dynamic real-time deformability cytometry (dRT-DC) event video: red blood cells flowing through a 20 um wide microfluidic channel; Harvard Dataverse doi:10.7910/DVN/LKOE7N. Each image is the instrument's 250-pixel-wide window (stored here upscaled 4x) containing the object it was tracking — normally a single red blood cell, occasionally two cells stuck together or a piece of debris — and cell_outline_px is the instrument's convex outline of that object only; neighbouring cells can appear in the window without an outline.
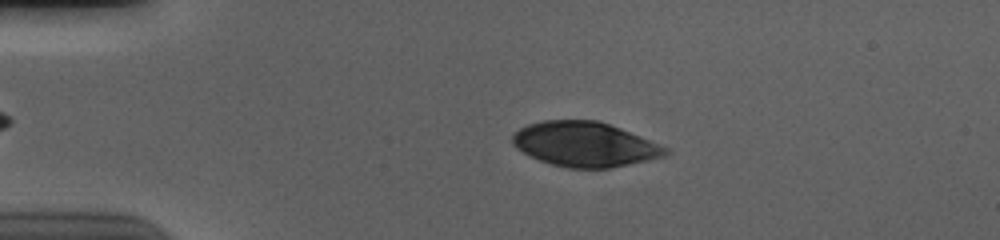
{"species": "human", "species_latin": "Homo sapiens", "temperature_condition": "cold", "stored_images_in_passage": 47, "camera_frame_rate_fps": 3000, "um_per_image_px": 0.085, "donor": {"sex": "male"}, "frame": {"image": 1, "passage_image": 11, "time_ms": 3.333, "image_size_px": [1000, 240], "cell_outline_px": [[672, 152], [664, 156], [648, 160], [608, 168], [568, 168], [552, 164], [540, 160], [516, 148], [512, 144], [512, 136], [520, 128], [528, 124], [544, 120], [596, 120], [620, 128], [668, 148]], "centroid_in_image_um": [49.7, 12.26], "position_along_channel_um": 35.3, "area_um2": 39.48}}
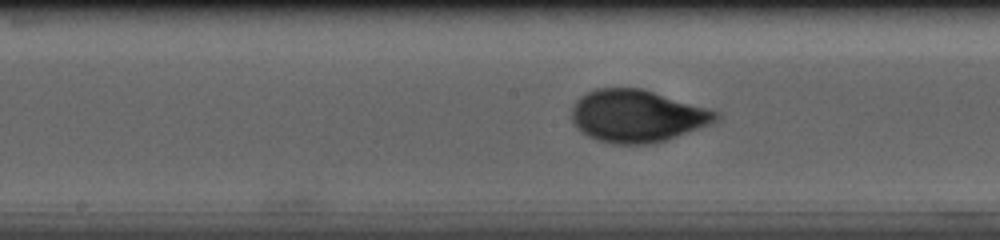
{"frame": {"image": 2, "passage_image": 28, "time_ms": 9.0, "image_size_px": [1000, 240], "cell_outline_px": [[720, 116], [716, 120], [708, 124], [676, 136], [652, 144], [612, 144], [596, 140], [588, 136], [576, 128], [572, 120], [572, 108], [576, 100], [580, 96], [596, 88], [640, 88], [708, 108], [720, 112]], "centroid_in_image_um": [54.11, 9.86], "position_along_channel_um": 194.1, "area_um2": 43.7}}
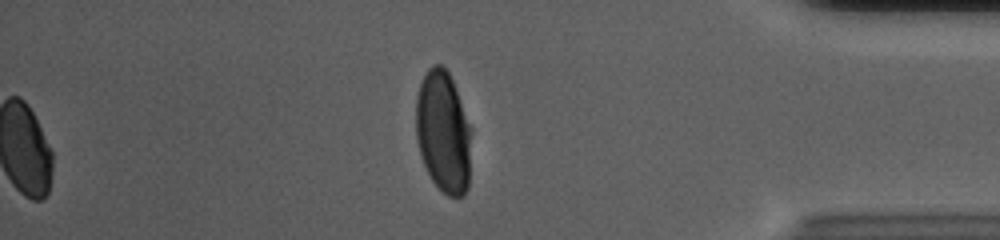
{"frame": {"image": 3, "passage_image": 47, "time_ms": 15.333, "image_size_px": [1000, 240], "cell_outline_px": [[472, 132], [468, 188], [464, 196], [448, 196], [432, 180], [424, 164], [420, 152], [416, 136], [416, 96], [420, 84], [428, 68], [432, 64], [440, 64], [448, 72], [452, 80], [472, 128]], "centroid_in_image_um": [37.7, 11.22], "position_along_channel_um": 397.5, "area_um2": 39.48}, "authors_computed_cell_mechanics": {"area_um2": 42.483, "velocity_mm_per_s": 3.673, "shape_relaxation_time_tau1_ms": 4.3498, "shape_relaxation_time_tau2_ms": null, "deformation_change_tau1": 0.1846, "deformation_change_tau2": null}}